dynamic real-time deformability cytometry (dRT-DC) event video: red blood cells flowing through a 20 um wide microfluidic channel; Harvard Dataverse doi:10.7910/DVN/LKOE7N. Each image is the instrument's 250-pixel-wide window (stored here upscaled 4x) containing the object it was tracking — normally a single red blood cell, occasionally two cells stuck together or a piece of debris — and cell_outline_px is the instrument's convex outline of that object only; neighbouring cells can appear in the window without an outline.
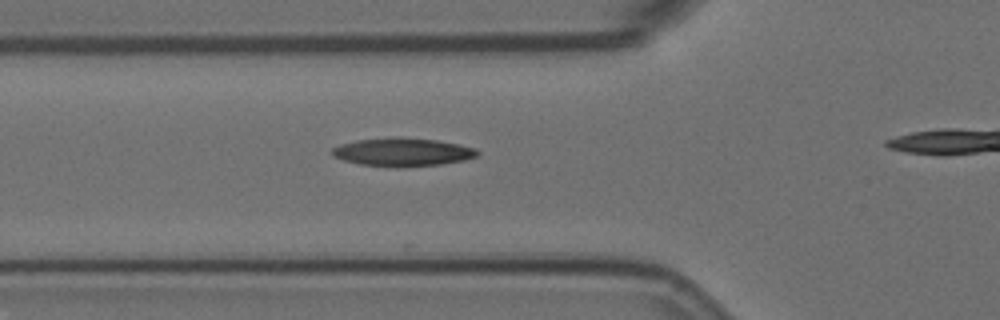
{"species": "Egyptian fruit bat (a non-hibernating species)", "species_latin": "Rousettus aegyptiacus", "temperature_condition": "room temperature", "stored_images_in_passage": 4, "segment_of_instrument_passage": [1, 2], "camera_frame_rate_fps": 3000, "um_per_image_px": 0.085, "animal": {"sex": "female"}, "frame": {"image": 1, "passage_image": 3, "time_ms": 0.667, "image_size_px": [1000, 320], "cell_outline_px": [[480, 152], [476, 156], [464, 160], [440, 164], [400, 168], [396, 168], [360, 164], [344, 160], [332, 156], [332, 148], [340, 144], [356, 140], [436, 140], [460, 144], [476, 148]], "centroid_in_image_um": [34.24, 12.98], "position_along_channel_um": 91.6, "area_um2": 23.06}}